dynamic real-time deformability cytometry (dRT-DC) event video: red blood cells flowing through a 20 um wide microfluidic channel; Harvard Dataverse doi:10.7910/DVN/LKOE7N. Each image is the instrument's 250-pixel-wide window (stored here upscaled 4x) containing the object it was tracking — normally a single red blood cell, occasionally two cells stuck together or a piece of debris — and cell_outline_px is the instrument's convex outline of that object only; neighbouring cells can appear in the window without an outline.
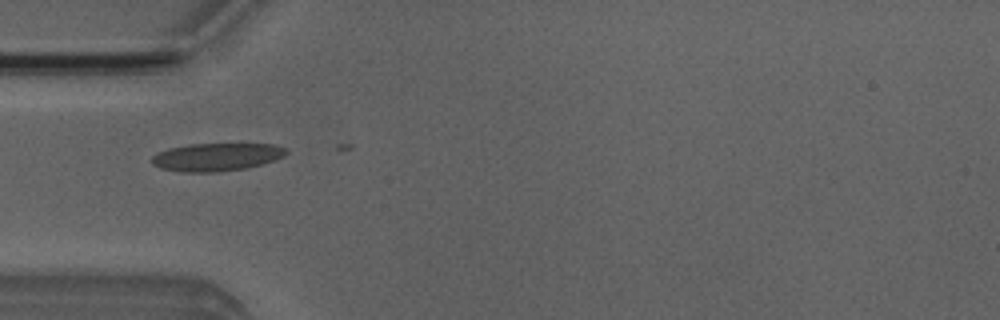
{"species": "Egyptian fruit bat (a non-hibernating species)", "species_latin": "Rousettus aegyptiacus", "temperature_condition": "room temperature", "stored_images_in_passage": 17, "camera_frame_rate_fps": 3000, "um_per_image_px": 0.085, "animal": {"sex": "male"}, "frame": {"image": 1, "passage_image": 16, "time_ms": 5.0, "image_size_px": [1000, 320], "cell_outline_px": [[288, 152], [284, 156], [248, 168], [216, 172], [184, 172], [160, 168], [152, 164], [152, 156], [168, 148], [192, 144], [276, 144], [284, 148]], "centroid_in_image_um": [18.4, 13.34], "position_along_channel_um": 66.6, "area_um2": 21.68}}